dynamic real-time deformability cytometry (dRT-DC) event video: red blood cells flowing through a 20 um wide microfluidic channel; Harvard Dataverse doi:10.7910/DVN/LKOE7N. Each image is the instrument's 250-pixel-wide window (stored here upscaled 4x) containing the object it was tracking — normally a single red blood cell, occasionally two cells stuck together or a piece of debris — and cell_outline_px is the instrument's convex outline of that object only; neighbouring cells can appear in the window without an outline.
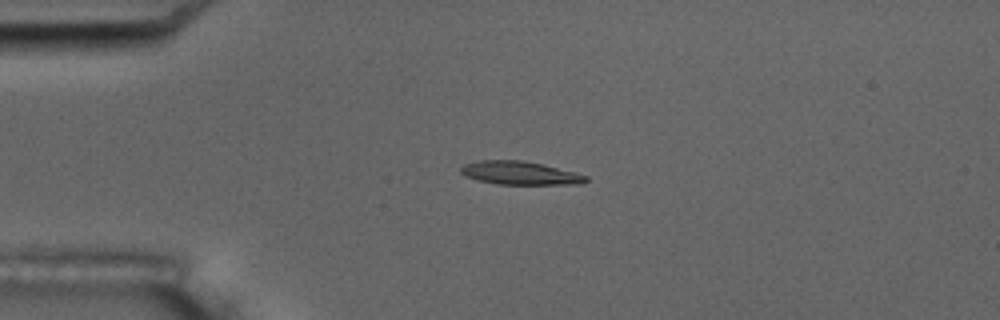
{"species": "common noctule bat (a hibernating species)", "species_latin": "Nyctalus noctula", "temperature_condition": "room temperature", "stored_images_in_passage": 5, "camera_frame_rate_fps": 3000, "um_per_image_px": 0.085, "animal": {"sex": "male", "body_mass_g": 17.5, "forearm_length_mm": 52.3}, "frame": {"image": 1, "passage_image": 4, "time_ms": 3.333, "image_size_px": [1000, 320], "cell_outline_px": [[588, 180], [584, 184], [496, 184], [480, 180], [468, 176], [460, 172], [460, 168], [464, 164], [480, 160], [520, 160], [544, 164], [576, 172], [588, 176]], "centroid_in_image_um": [44.26, 14.7], "position_along_channel_um": 40.7, "area_um2": 16.99}}